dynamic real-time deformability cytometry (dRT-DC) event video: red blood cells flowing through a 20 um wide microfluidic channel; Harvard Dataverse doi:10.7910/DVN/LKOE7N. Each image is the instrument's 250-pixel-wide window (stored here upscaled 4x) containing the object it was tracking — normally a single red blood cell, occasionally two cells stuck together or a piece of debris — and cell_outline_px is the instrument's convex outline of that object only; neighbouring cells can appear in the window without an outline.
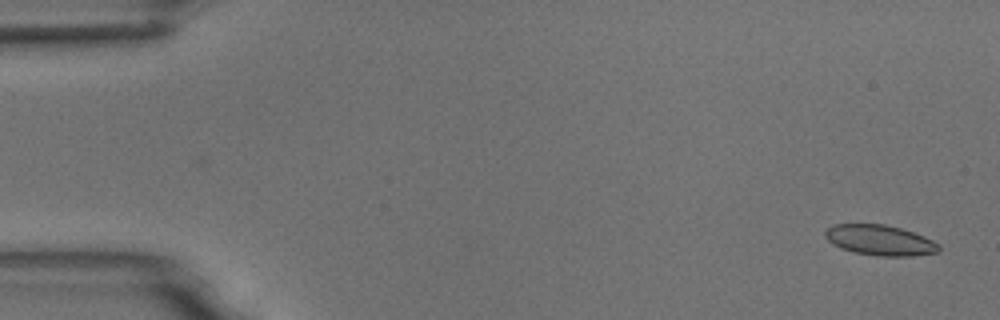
{"species": "common noctule bat (a hibernating species)", "species_latin": "Nyctalus noctula", "temperature_condition": "room temperature", "stored_images_in_passage": 2, "camera_frame_rate_fps": 3000, "um_per_image_px": 0.085, "animal": {"sex": "male", "body_mass_g": 18.8}, "frame": {"image": 1, "passage_image": 2, "time_ms": 1.333, "image_size_px": [1000, 320], "cell_outline_px": [[940, 248], [936, 252], [912, 256], [880, 256], [852, 252], [840, 248], [832, 244], [824, 236], [824, 232], [832, 224], [884, 224], [900, 228], [924, 236], [940, 244]], "centroid_in_image_um": [74.76, 20.42], "position_along_channel_um": 10.2, "area_um2": 20.17}}